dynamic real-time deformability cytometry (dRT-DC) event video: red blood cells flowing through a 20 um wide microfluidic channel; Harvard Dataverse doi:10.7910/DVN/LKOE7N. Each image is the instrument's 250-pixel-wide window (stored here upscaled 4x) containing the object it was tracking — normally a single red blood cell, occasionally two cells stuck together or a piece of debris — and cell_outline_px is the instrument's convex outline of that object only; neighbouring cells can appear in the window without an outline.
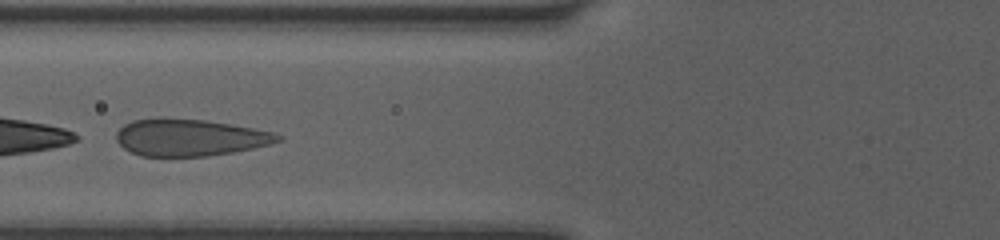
{"species": "human", "species_latin": "Homo sapiens", "temperature_condition": "room temperature", "stored_images_in_passage": 30, "camera_frame_rate_fps": 3000, "um_per_image_px": 0.085, "donor": {"sex": "female"}, "frame": {"image": 1, "passage_image": 5, "time_ms": 1.333, "image_size_px": [1000, 240], "cell_outline_px": [[284, 140], [252, 148], [232, 152], [208, 156], [140, 156], [124, 148], [116, 140], [116, 132], [124, 124], [132, 120], [160, 116], [164, 116], [204, 120], [252, 128], [272, 132], [284, 136]], "centroid_in_image_um": [16.08, 11.67], "position_along_channel_um": 109.7, "area_um2": 35.03}, "authors_computed_cell_mechanics": {"area_um2": 34.8534, "velocity_mm_per_s": 4.0423, "shape_relaxation_time_tau1_ms": 1.319, "shape_relaxation_time_tau2_ms": null, "deformation_change_tau1": 0.2718, "deformation_change_tau2": null}}